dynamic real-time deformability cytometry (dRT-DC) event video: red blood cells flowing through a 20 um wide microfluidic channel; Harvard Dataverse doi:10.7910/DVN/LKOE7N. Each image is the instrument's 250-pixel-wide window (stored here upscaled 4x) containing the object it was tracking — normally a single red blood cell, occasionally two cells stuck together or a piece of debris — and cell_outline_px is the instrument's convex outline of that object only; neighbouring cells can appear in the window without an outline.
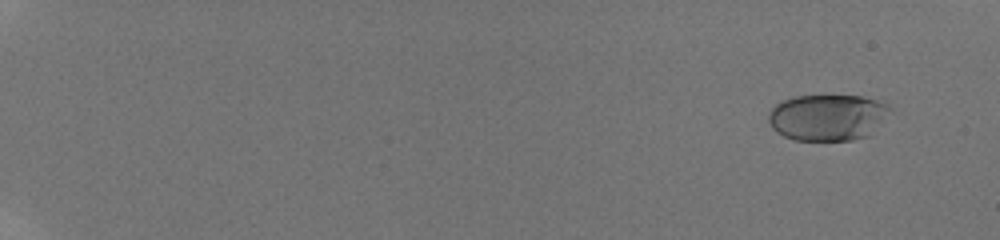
{"species": "human", "species_latin": "Homo sapiens", "temperature_condition": "room temperature", "stored_images_in_passage": 23, "camera_frame_rate_fps": 3000, "um_per_image_px": 0.085, "donor": {"sex": "male"}, "frame": {"image": 1, "passage_image": 5, "time_ms": 0.667, "image_size_px": [1000, 240], "cell_outline_px": [[892, 108], [868, 136], [852, 140], [796, 140], [784, 136], [776, 132], [768, 124], [768, 112], [776, 104], [784, 100], [796, 96], [860, 96], [876, 100], [888, 104]], "centroid_in_image_um": [70.3, 9.98], "position_along_channel_um": 14.7, "area_um2": 32.6}}
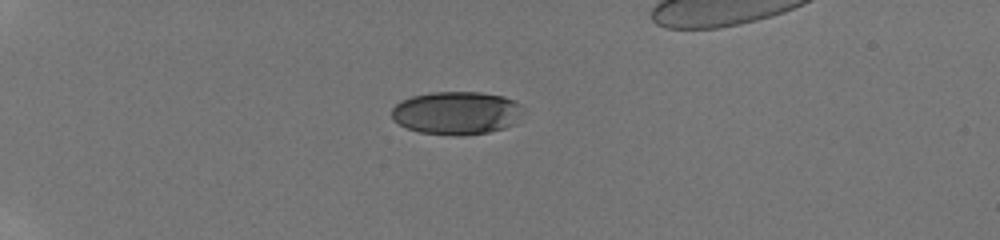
{"frame": {"image": 2, "passage_image": 16, "time_ms": 5.333, "image_size_px": [1000, 240], "cell_outline_px": [[520, 104], [516, 124], [504, 128], [488, 132], [460, 136], [452, 136], [420, 132], [408, 128], [392, 120], [392, 108], [400, 100], [412, 96], [432, 92], [480, 92], [504, 96], [516, 100]], "centroid_in_image_um": [38.78, 9.6], "position_along_channel_um": 46.2, "area_um2": 33.06}}